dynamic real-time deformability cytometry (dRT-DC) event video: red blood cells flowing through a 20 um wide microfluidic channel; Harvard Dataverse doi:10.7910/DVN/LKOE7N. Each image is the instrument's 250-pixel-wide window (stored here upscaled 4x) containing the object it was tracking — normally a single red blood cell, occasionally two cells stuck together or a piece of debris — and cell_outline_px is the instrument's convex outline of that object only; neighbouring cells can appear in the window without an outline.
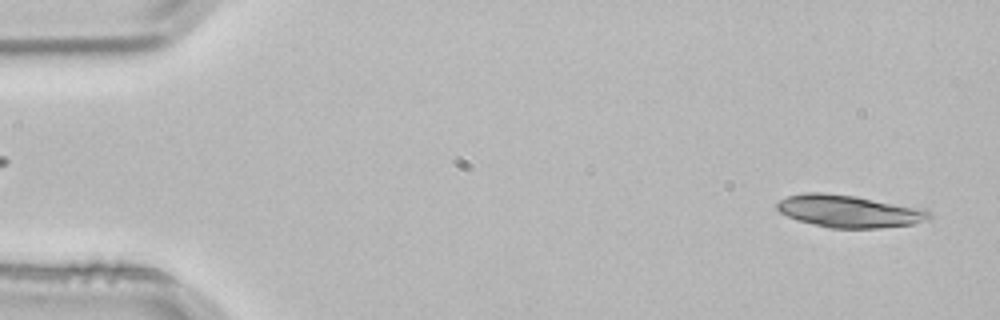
{"species": "common noctule bat (a hibernating species)", "species_latin": "Nyctalus noctula", "temperature_condition": "room temperature", "stored_images_in_passage": 2, "camera_frame_rate_fps": 3000, "um_per_image_px": 0.085, "animal": {"sex": "male", "body_mass_g": 21.5, "forearm_length_mm": 52.0}, "frame": {"image": 1, "passage_image": 2, "time_ms": 0.333, "image_size_px": [1000, 320], "cell_outline_px": [[932, 220], [916, 224], [880, 228], [828, 228], [796, 220], [780, 212], [776, 208], [776, 204], [780, 200], [788, 196], [804, 192], [820, 192], [856, 196], [928, 208], [932, 212]], "centroid_in_image_um": [72.28, 17.96], "position_along_channel_um": 12.7, "area_um2": 29.42}}